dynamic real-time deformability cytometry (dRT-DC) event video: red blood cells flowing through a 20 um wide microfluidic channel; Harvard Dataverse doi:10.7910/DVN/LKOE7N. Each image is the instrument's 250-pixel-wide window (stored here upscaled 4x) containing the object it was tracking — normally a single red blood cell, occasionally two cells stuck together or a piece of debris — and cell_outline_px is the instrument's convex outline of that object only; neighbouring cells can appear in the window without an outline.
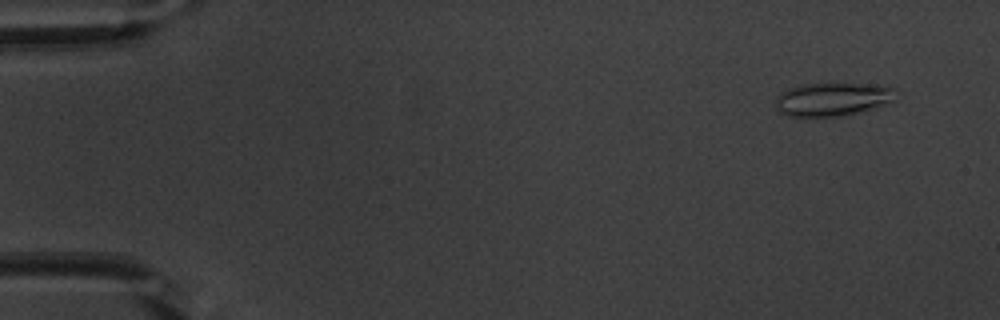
{"species": "common noctule bat (a hibernating species)", "species_latin": "Nyctalus noctula", "temperature_condition": "warm", "stored_images_in_passage": 53, "camera_frame_rate_fps": 3000, "um_per_image_px": 0.085, "animal": {"sex": "male", "body_mass_g": 20.1, "forearm_length_mm": 53.5}, "frame": {"image": 1, "passage_image": 4, "time_ms": 1.0, "image_size_px": [1000, 320], "cell_outline_px": [[896, 100], [876, 108], [844, 116], [804, 120], [788, 116], [780, 112], [776, 108], [776, 96], [780, 92], [788, 88], [804, 84], [888, 84], [896, 88]], "centroid_in_image_um": [70.78, 8.48], "position_along_channel_um": 14.2, "area_um2": 24.62}}
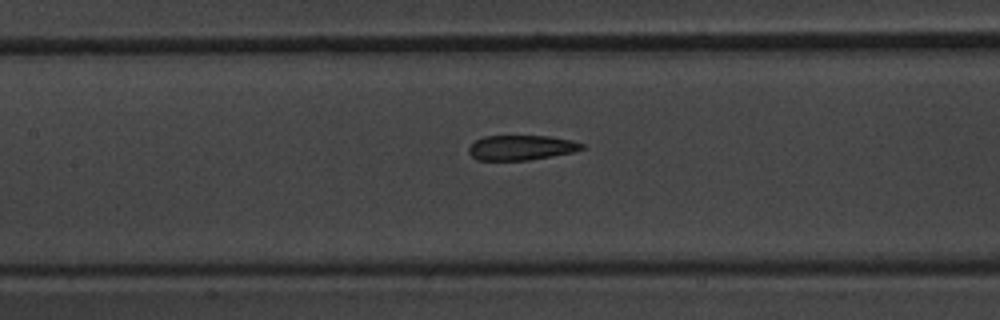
{"frame": {"image": 2, "passage_image": 25, "time_ms": 8.0, "image_size_px": [1000, 320], "cell_outline_px": [[584, 148], [572, 152], [528, 160], [476, 160], [468, 152], [468, 148], [476, 140], [484, 136], [548, 136], [572, 140], [584, 144]], "centroid_in_image_um": [44.28, 12.54], "position_along_channel_um": 163.1, "area_um2": 16.3}}
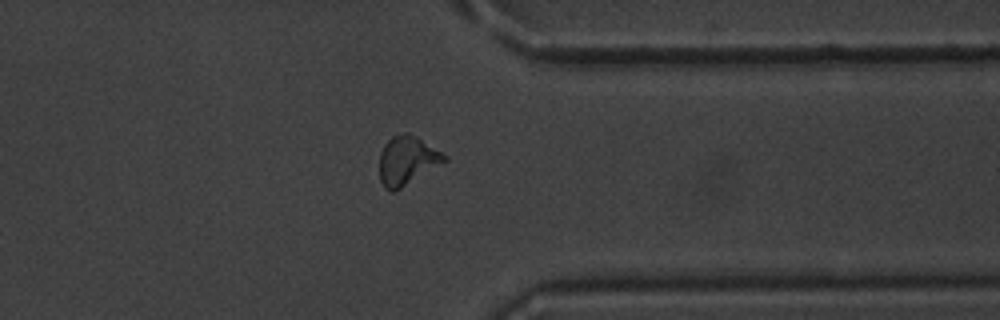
{"frame": {"image": 3, "passage_image": 42, "time_ms": 13.667, "image_size_px": [1000, 320], "cell_outline_px": [[448, 160], [400, 188], [392, 192], [384, 188], [380, 180], [380, 152], [384, 144], [392, 136], [404, 132], [408, 132], [416, 136], [448, 156]], "centroid_in_image_um": [34.59, 13.62], "position_along_channel_um": 376.8, "area_um2": 18.32}, "authors_computed_cell_mechanics": {"area_um2": 17.7446, "velocity_mm_per_s": 3.8412, "shape_relaxation_time_tau1_ms": null, "shape_relaxation_time_tau2_ms": 1.946, "deformation_change_tau1": null, "deformation_change_tau2": 0.0849}}